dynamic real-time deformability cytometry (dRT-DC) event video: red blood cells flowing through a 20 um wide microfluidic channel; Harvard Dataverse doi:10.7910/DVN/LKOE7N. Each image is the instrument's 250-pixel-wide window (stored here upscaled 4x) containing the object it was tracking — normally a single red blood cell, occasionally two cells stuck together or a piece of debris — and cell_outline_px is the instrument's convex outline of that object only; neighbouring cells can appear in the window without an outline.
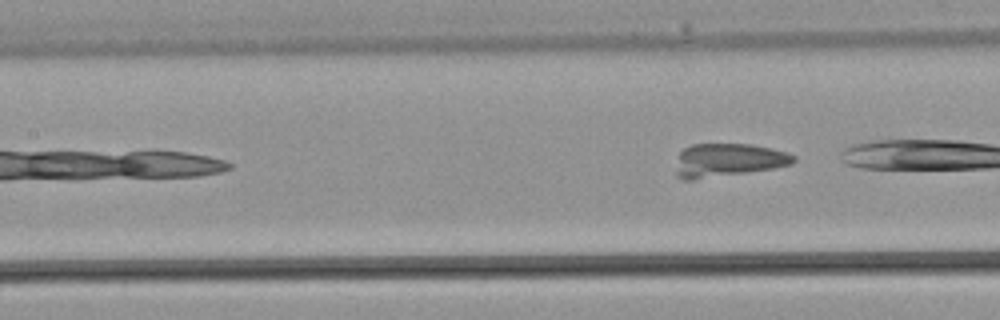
{"species": "common noctule bat (a hibernating species)", "species_latin": "Nyctalus noctula", "temperature_condition": "warm", "stored_images_in_passage": 17, "camera_frame_rate_fps": 3000, "um_per_image_px": 0.085, "animal": {"sex": "male", "body_mass_g": 21.5, "forearm_length_mm": 52.0}, "frame": {"image": 1, "passage_image": 17, "time_ms": 5.333, "image_size_px": [1000, 320], "cell_outline_px": [[796, 160], [792, 164], [772, 168], [748, 172], [692, 180], [684, 180], [676, 176], [676, 172], [680, 152], [684, 148], [692, 144], [752, 144], [772, 148], [788, 152], [796, 156]], "centroid_in_image_um": [61.9, 13.6], "position_along_channel_um": 145.5, "area_um2": 22.83}}